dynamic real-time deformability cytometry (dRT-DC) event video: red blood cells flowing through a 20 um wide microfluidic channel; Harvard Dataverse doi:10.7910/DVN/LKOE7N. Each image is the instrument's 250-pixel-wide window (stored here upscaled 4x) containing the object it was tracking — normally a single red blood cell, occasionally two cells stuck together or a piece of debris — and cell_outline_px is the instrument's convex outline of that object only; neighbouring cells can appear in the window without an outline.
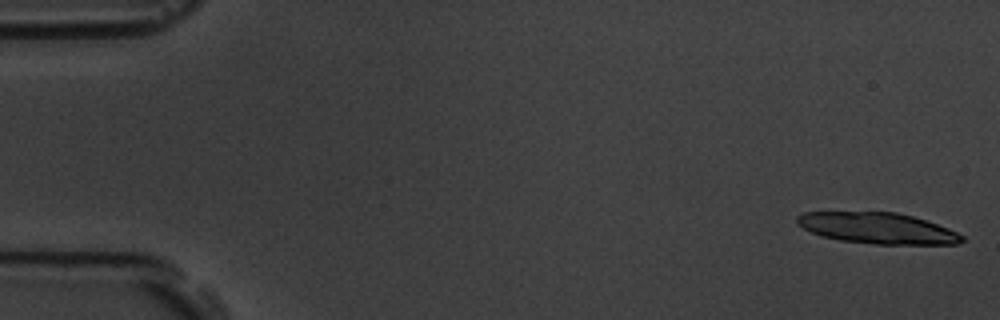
{"species": "common noctule bat (a hibernating species)", "species_latin": "Nyctalus noctula", "temperature_condition": "room temperature", "stored_images_in_passage": 1, "camera_frame_rate_fps": 3000, "um_per_image_px": 0.085, "animal": {"sex": "male", "body_mass_g": 19.5, "forearm_length_mm": 54.6}, "frame": {"image": 1, "passage_image": 1, "time_ms": 0.0, "image_size_px": [1000, 320], "cell_outline_px": [[964, 240], [956, 244], [876, 244], [840, 240], [820, 236], [796, 224], [796, 216], [804, 212], [896, 212], [912, 216], [948, 228], [964, 236]], "centroid_in_image_um": [74.56, 19.39], "position_along_channel_um": 10.4, "area_um2": 29.65}}